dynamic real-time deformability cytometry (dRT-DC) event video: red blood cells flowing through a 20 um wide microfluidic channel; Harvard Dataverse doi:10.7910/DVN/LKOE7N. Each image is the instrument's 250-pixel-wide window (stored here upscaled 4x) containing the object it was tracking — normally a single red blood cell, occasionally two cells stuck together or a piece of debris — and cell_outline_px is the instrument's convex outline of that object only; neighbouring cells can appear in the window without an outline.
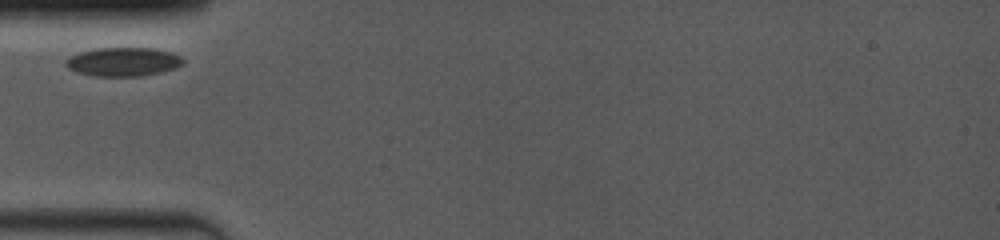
{"species": "common noctule bat (a hibernating species)", "species_latin": "Nyctalus noctula", "temperature_condition": "room temperature", "stored_images_in_passage": 10, "camera_frame_rate_fps": 4000, "um_per_image_px": 0.085, "animal": {"sex": "female", "body_mass_g": 19.0, "forearm_length_mm": 53.3}, "frame": {"image": 1, "passage_image": 2, "time_ms": 1.0, "image_size_px": [1000, 240], "cell_outline_px": [[184, 64], [176, 68], [160, 72], [140, 76], [92, 76], [76, 72], [68, 68], [64, 64], [64, 60], [80, 52], [96, 48], [152, 48], [168, 52], [180, 56], [184, 60]], "centroid_in_image_um": [10.45, 5.26], "position_along_channel_um": 74.6, "area_um2": 19.65}}
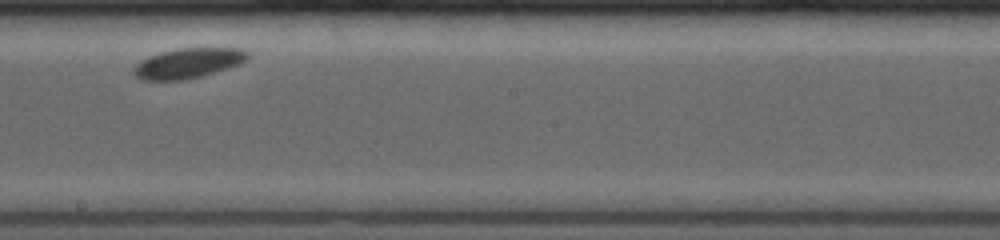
{"frame": {"image": 2, "passage_image": 6, "time_ms": 5.5, "image_size_px": [1000, 240], "cell_outline_px": [[252, 52], [248, 60], [240, 64], [200, 76], [184, 80], [140, 80], [132, 72], [132, 68], [140, 60], [148, 56], [160, 52], [176, 48], [244, 48]], "centroid_in_image_um": [16.01, 5.35], "position_along_channel_um": 232.2, "area_um2": 20.29}}
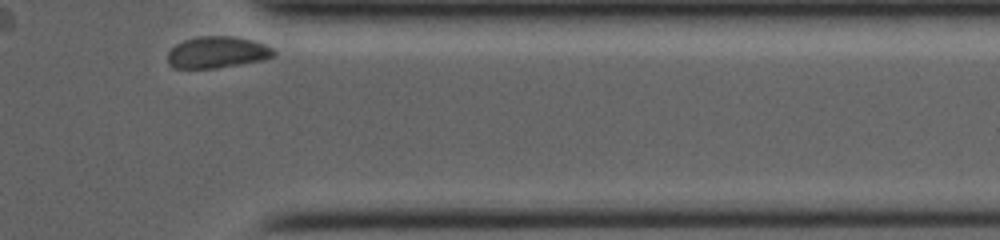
{"frame": {"image": 3, "passage_image": 10, "time_ms": 10.0, "image_size_px": [1000, 240], "cell_outline_px": [[276, 56], [264, 60], [216, 68], [176, 68], [168, 64], [168, 52], [176, 44], [184, 40], [196, 36], [232, 36], [252, 40], [264, 44], [272, 48], [276, 52]], "centroid_in_image_um": [18.48, 4.44], "position_along_channel_um": 392.9, "area_um2": 19.59}, "authors_computed_cell_mechanics": {"area_um2": 19.7387, "velocity_mm_per_s": 3.5207, "shape_relaxation_time_tau1_ms": null, "shape_relaxation_time_tau2_ms": 1.1722, "deformation_change_tau1": null, "deformation_change_tau2": 0.0197}}